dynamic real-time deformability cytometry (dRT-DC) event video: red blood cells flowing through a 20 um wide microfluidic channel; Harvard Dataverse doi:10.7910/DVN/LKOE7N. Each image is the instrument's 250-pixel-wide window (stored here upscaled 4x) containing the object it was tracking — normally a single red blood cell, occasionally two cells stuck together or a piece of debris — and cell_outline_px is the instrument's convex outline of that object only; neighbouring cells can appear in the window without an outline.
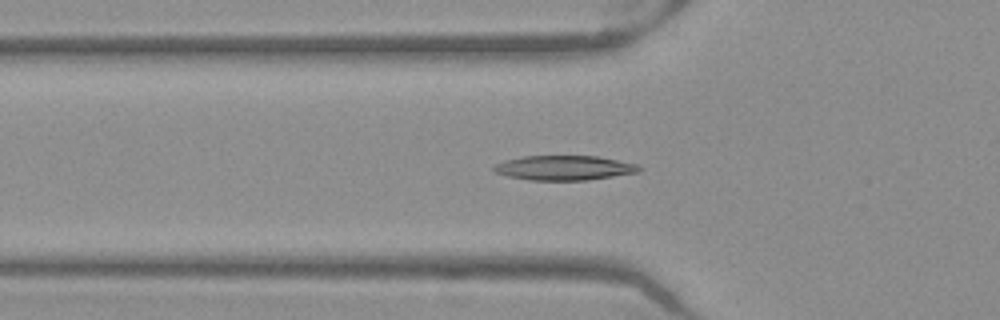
{"species": "Egyptian fruit bat (a non-hibernating species)", "species_latin": "Rousettus aegyptiacus", "temperature_condition": "warm", "stored_images_in_passage": 53, "camera_frame_rate_fps": 3000, "um_per_image_px": 0.085, "frame": {"image": 1, "passage_image": 18, "time_ms": 5.667, "image_size_px": [1000, 320], "cell_outline_px": [[644, 168], [640, 172], [588, 180], [528, 180], [508, 176], [492, 172], [492, 164], [504, 160], [524, 156], [596, 156], [640, 164]], "centroid_in_image_um": [47.95, 14.27], "position_along_channel_um": 77.8, "area_um2": 21.21}}
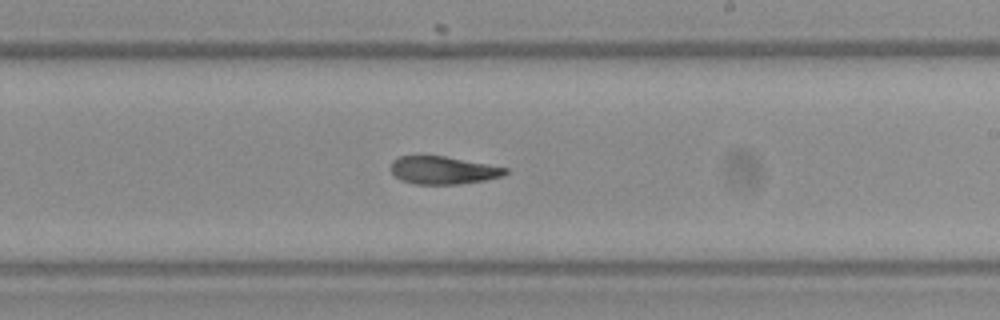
{"frame": {"image": 2, "passage_image": 31, "time_ms": 10.0, "image_size_px": [1000, 320], "cell_outline_px": [[508, 172], [504, 176], [484, 180], [460, 184], [416, 184], [400, 180], [392, 172], [392, 160], [396, 156], [444, 156], [508, 168]], "centroid_in_image_um": [37.66, 14.47], "position_along_channel_um": 251.3, "area_um2": 18.44}}
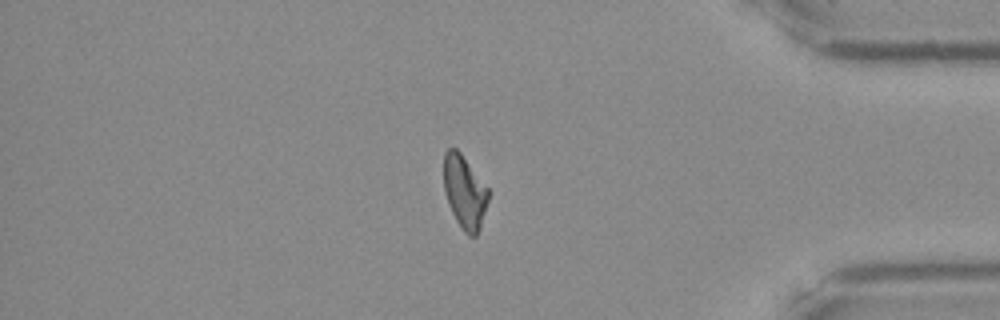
{"frame": {"image": 3, "passage_image": 44, "time_ms": 14.333, "image_size_px": [1000, 320], "cell_outline_px": [[488, 200], [480, 228], [476, 236], [468, 236], [464, 232], [456, 220], [452, 212], [444, 192], [444, 152], [448, 148], [456, 148], [460, 152], [488, 188]], "centroid_in_image_um": [39.48, 16.32], "position_along_channel_um": 395.7, "area_um2": 18.84}, "authors_computed_cell_mechanics": {"area_um2": 19.8832, "velocity_mm_per_s": 3.9914, "shape_relaxation_time_tau1_ms": null, "shape_relaxation_time_tau2_ms": 3.776, "deformation_change_tau1": null, "deformation_change_tau2": 0.1175}}